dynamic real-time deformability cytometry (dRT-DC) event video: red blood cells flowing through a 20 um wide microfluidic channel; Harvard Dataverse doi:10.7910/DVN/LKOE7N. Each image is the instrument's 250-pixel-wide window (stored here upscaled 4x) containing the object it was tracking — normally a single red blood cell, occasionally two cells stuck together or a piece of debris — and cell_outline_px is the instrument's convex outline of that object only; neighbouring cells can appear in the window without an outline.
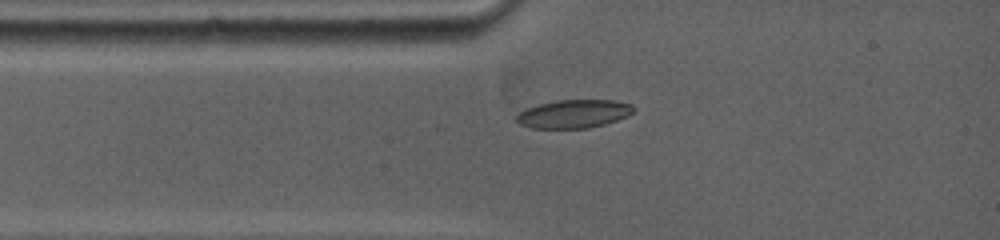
{"species": "common noctule bat (a hibernating species)", "species_latin": "Nyctalus noctula", "temperature_condition": "warm", "stored_images_in_passage": 5, "camera_frame_rate_fps": 5000, "um_per_image_px": 0.085, "animal": {"sex": "female", "body_mass_g": 19.0, "forearm_length_mm": 53.3}, "frame": {"image": 1, "passage_image": 1, "time_ms": 0.0, "image_size_px": [1000, 240], "cell_outline_px": [[636, 108], [628, 116], [604, 124], [588, 128], [532, 128], [520, 124], [516, 120], [516, 116], [520, 112], [528, 108], [540, 104], [556, 100], [616, 100], [632, 104]], "centroid_in_image_um": [48.8, 9.67], "position_along_channel_um": 36.2, "area_um2": 19.25}}
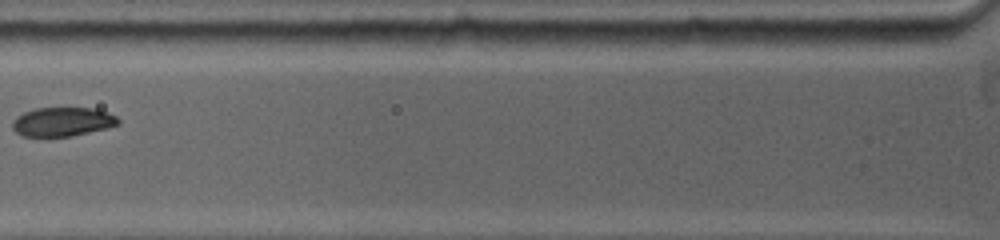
{"frame": {"image": 2, "passage_image": 3, "time_ms": 2.2, "image_size_px": [1000, 240], "cell_outline_px": [[120, 124], [108, 128], [72, 136], [20, 136], [12, 128], [12, 120], [16, 116], [24, 112], [36, 108], [96, 108], [108, 112], [116, 116], [120, 120]], "centroid_in_image_um": [5.32, 10.35], "position_along_channel_um": 120.5, "area_um2": 18.09}}
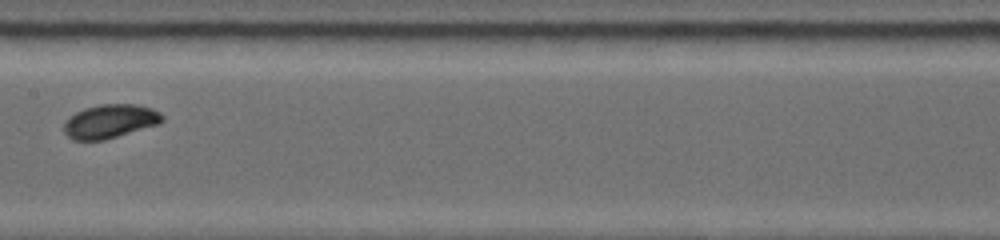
{"frame": {"image": 3, "passage_image": 5, "time_ms": 4.2, "image_size_px": [1000, 240], "cell_outline_px": [[164, 120], [160, 124], [104, 140], [72, 140], [64, 132], [64, 120], [68, 116], [84, 108], [100, 104], [136, 104], [152, 108], [160, 112], [164, 116]], "centroid_in_image_um": [9.36, 10.3], "position_along_channel_um": 198.0, "area_um2": 19.59}}